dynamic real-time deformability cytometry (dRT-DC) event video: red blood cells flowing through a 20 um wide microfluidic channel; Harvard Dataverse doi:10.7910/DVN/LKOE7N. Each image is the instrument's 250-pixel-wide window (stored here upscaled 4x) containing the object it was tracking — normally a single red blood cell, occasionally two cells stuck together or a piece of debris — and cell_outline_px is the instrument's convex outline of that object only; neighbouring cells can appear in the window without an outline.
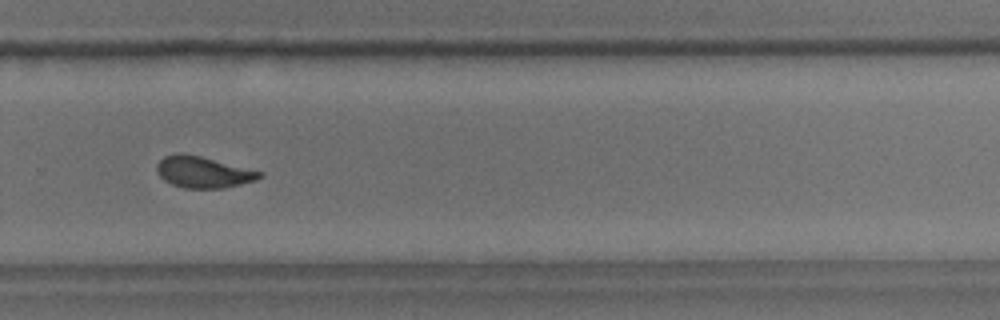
{"species": "common noctule bat (a hibernating species)", "species_latin": "Nyctalus noctula", "temperature_condition": "room temperature", "stored_images_in_passage": 37, "camera_frame_rate_fps": 3000, "um_per_image_px": 0.085, "animal": {"sex": "male", "body_mass_g": 18.8}, "frame": {"image": 1, "passage_image": 22, "time_ms": 7.0, "image_size_px": [1000, 320], "cell_outline_px": [[264, 176], [256, 180], [224, 188], [184, 188], [172, 184], [164, 180], [160, 176], [156, 168], [156, 164], [164, 156], [176, 152], [184, 152], [264, 172]], "centroid_in_image_um": [17.26, 14.62], "position_along_channel_um": 312.5, "area_um2": 18.9}, "authors_computed_cell_mechanics": {"area_um2": 19.363, "velocity_mm_per_s": 3.7088, "shape_relaxation_time_tau1_ms": 4.9814, "shape_relaxation_time_tau2_ms": 1.3263, "deformation_change_tau1": 0.1667, "deformation_change_tau2": 0.0846}}